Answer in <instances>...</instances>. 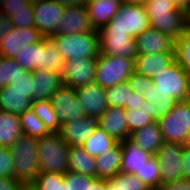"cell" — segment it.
<instances>
[{"instance_id":"25","label":"cell","mask_w":190,"mask_h":190,"mask_svg":"<svg viewBox=\"0 0 190 190\" xmlns=\"http://www.w3.org/2000/svg\"><path fill=\"white\" fill-rule=\"evenodd\" d=\"M123 160L121 172L135 174L148 162L152 154L139 148L129 138L121 142Z\"/></svg>"},{"instance_id":"14","label":"cell","mask_w":190,"mask_h":190,"mask_svg":"<svg viewBox=\"0 0 190 190\" xmlns=\"http://www.w3.org/2000/svg\"><path fill=\"white\" fill-rule=\"evenodd\" d=\"M44 36L35 28H14L0 40V56L14 58L22 49L41 41Z\"/></svg>"},{"instance_id":"6","label":"cell","mask_w":190,"mask_h":190,"mask_svg":"<svg viewBox=\"0 0 190 190\" xmlns=\"http://www.w3.org/2000/svg\"><path fill=\"white\" fill-rule=\"evenodd\" d=\"M157 122L164 141L186 144L190 132V99L178 101Z\"/></svg>"},{"instance_id":"40","label":"cell","mask_w":190,"mask_h":190,"mask_svg":"<svg viewBox=\"0 0 190 190\" xmlns=\"http://www.w3.org/2000/svg\"><path fill=\"white\" fill-rule=\"evenodd\" d=\"M27 70L22 68L13 58L0 56V89L18 75H24Z\"/></svg>"},{"instance_id":"28","label":"cell","mask_w":190,"mask_h":190,"mask_svg":"<svg viewBox=\"0 0 190 190\" xmlns=\"http://www.w3.org/2000/svg\"><path fill=\"white\" fill-rule=\"evenodd\" d=\"M31 103L27 92L8 91V86L0 89V110L21 115L31 109Z\"/></svg>"},{"instance_id":"31","label":"cell","mask_w":190,"mask_h":190,"mask_svg":"<svg viewBox=\"0 0 190 190\" xmlns=\"http://www.w3.org/2000/svg\"><path fill=\"white\" fill-rule=\"evenodd\" d=\"M155 104L153 102L145 101L141 109H124L125 118L127 121V127L129 135L135 130L141 129L145 125H148L153 120V108Z\"/></svg>"},{"instance_id":"34","label":"cell","mask_w":190,"mask_h":190,"mask_svg":"<svg viewBox=\"0 0 190 190\" xmlns=\"http://www.w3.org/2000/svg\"><path fill=\"white\" fill-rule=\"evenodd\" d=\"M42 40L29 44L13 58L22 68L27 71H35L41 68Z\"/></svg>"},{"instance_id":"5","label":"cell","mask_w":190,"mask_h":190,"mask_svg":"<svg viewBox=\"0 0 190 190\" xmlns=\"http://www.w3.org/2000/svg\"><path fill=\"white\" fill-rule=\"evenodd\" d=\"M134 72V59L100 53L96 58L94 82L103 88L126 82Z\"/></svg>"},{"instance_id":"50","label":"cell","mask_w":190,"mask_h":190,"mask_svg":"<svg viewBox=\"0 0 190 190\" xmlns=\"http://www.w3.org/2000/svg\"><path fill=\"white\" fill-rule=\"evenodd\" d=\"M0 190H27V187L15 178L0 177Z\"/></svg>"},{"instance_id":"42","label":"cell","mask_w":190,"mask_h":190,"mask_svg":"<svg viewBox=\"0 0 190 190\" xmlns=\"http://www.w3.org/2000/svg\"><path fill=\"white\" fill-rule=\"evenodd\" d=\"M96 179L97 178L72 171H68L64 174L66 190H91V185Z\"/></svg>"},{"instance_id":"1","label":"cell","mask_w":190,"mask_h":190,"mask_svg":"<svg viewBox=\"0 0 190 190\" xmlns=\"http://www.w3.org/2000/svg\"><path fill=\"white\" fill-rule=\"evenodd\" d=\"M145 10L150 27L177 39L189 26V13L174 3L173 0H148Z\"/></svg>"},{"instance_id":"57","label":"cell","mask_w":190,"mask_h":190,"mask_svg":"<svg viewBox=\"0 0 190 190\" xmlns=\"http://www.w3.org/2000/svg\"><path fill=\"white\" fill-rule=\"evenodd\" d=\"M101 190H121V189H119L118 187H114V185L109 180H106V184Z\"/></svg>"},{"instance_id":"38","label":"cell","mask_w":190,"mask_h":190,"mask_svg":"<svg viewBox=\"0 0 190 190\" xmlns=\"http://www.w3.org/2000/svg\"><path fill=\"white\" fill-rule=\"evenodd\" d=\"M133 93L128 82L116 84L106 88V101L109 107L123 108L129 105L130 95Z\"/></svg>"},{"instance_id":"16","label":"cell","mask_w":190,"mask_h":190,"mask_svg":"<svg viewBox=\"0 0 190 190\" xmlns=\"http://www.w3.org/2000/svg\"><path fill=\"white\" fill-rule=\"evenodd\" d=\"M135 41L137 55L175 52V39L153 27L136 36Z\"/></svg>"},{"instance_id":"8","label":"cell","mask_w":190,"mask_h":190,"mask_svg":"<svg viewBox=\"0 0 190 190\" xmlns=\"http://www.w3.org/2000/svg\"><path fill=\"white\" fill-rule=\"evenodd\" d=\"M150 27L144 6L122 3L117 14L102 29H121L136 37Z\"/></svg>"},{"instance_id":"43","label":"cell","mask_w":190,"mask_h":190,"mask_svg":"<svg viewBox=\"0 0 190 190\" xmlns=\"http://www.w3.org/2000/svg\"><path fill=\"white\" fill-rule=\"evenodd\" d=\"M33 82L32 71H26L24 75H18L9 81L8 91L27 92V98L32 101Z\"/></svg>"},{"instance_id":"22","label":"cell","mask_w":190,"mask_h":190,"mask_svg":"<svg viewBox=\"0 0 190 190\" xmlns=\"http://www.w3.org/2000/svg\"><path fill=\"white\" fill-rule=\"evenodd\" d=\"M32 78L34 79L32 101L50 99L51 94L63 84L60 72L45 69L32 71Z\"/></svg>"},{"instance_id":"27","label":"cell","mask_w":190,"mask_h":190,"mask_svg":"<svg viewBox=\"0 0 190 190\" xmlns=\"http://www.w3.org/2000/svg\"><path fill=\"white\" fill-rule=\"evenodd\" d=\"M69 171L96 178L95 158L81 146H69Z\"/></svg>"},{"instance_id":"51","label":"cell","mask_w":190,"mask_h":190,"mask_svg":"<svg viewBox=\"0 0 190 190\" xmlns=\"http://www.w3.org/2000/svg\"><path fill=\"white\" fill-rule=\"evenodd\" d=\"M13 29L10 18L0 11V40Z\"/></svg>"},{"instance_id":"7","label":"cell","mask_w":190,"mask_h":190,"mask_svg":"<svg viewBox=\"0 0 190 190\" xmlns=\"http://www.w3.org/2000/svg\"><path fill=\"white\" fill-rule=\"evenodd\" d=\"M158 91L167 93L177 101L190 99V77L174 61L152 78Z\"/></svg>"},{"instance_id":"37","label":"cell","mask_w":190,"mask_h":190,"mask_svg":"<svg viewBox=\"0 0 190 190\" xmlns=\"http://www.w3.org/2000/svg\"><path fill=\"white\" fill-rule=\"evenodd\" d=\"M28 190H66L64 174L39 172L36 179L27 188Z\"/></svg>"},{"instance_id":"35","label":"cell","mask_w":190,"mask_h":190,"mask_svg":"<svg viewBox=\"0 0 190 190\" xmlns=\"http://www.w3.org/2000/svg\"><path fill=\"white\" fill-rule=\"evenodd\" d=\"M19 119L24 136L40 138L50 133L31 109L19 115Z\"/></svg>"},{"instance_id":"59","label":"cell","mask_w":190,"mask_h":190,"mask_svg":"<svg viewBox=\"0 0 190 190\" xmlns=\"http://www.w3.org/2000/svg\"><path fill=\"white\" fill-rule=\"evenodd\" d=\"M187 143H190V132H189V136H188V142Z\"/></svg>"},{"instance_id":"53","label":"cell","mask_w":190,"mask_h":190,"mask_svg":"<svg viewBox=\"0 0 190 190\" xmlns=\"http://www.w3.org/2000/svg\"><path fill=\"white\" fill-rule=\"evenodd\" d=\"M63 6L85 5L88 0H55Z\"/></svg>"},{"instance_id":"17","label":"cell","mask_w":190,"mask_h":190,"mask_svg":"<svg viewBox=\"0 0 190 190\" xmlns=\"http://www.w3.org/2000/svg\"><path fill=\"white\" fill-rule=\"evenodd\" d=\"M95 31L90 23L85 5L66 6L55 35Z\"/></svg>"},{"instance_id":"9","label":"cell","mask_w":190,"mask_h":190,"mask_svg":"<svg viewBox=\"0 0 190 190\" xmlns=\"http://www.w3.org/2000/svg\"><path fill=\"white\" fill-rule=\"evenodd\" d=\"M100 53L134 59L137 55L135 38L121 29H101Z\"/></svg>"},{"instance_id":"24","label":"cell","mask_w":190,"mask_h":190,"mask_svg":"<svg viewBox=\"0 0 190 190\" xmlns=\"http://www.w3.org/2000/svg\"><path fill=\"white\" fill-rule=\"evenodd\" d=\"M123 153L121 142H117L111 149L106 151L104 155L95 157L96 178L111 179L121 171Z\"/></svg>"},{"instance_id":"13","label":"cell","mask_w":190,"mask_h":190,"mask_svg":"<svg viewBox=\"0 0 190 190\" xmlns=\"http://www.w3.org/2000/svg\"><path fill=\"white\" fill-rule=\"evenodd\" d=\"M97 57H84L64 61L61 72L63 84L76 89L94 82Z\"/></svg>"},{"instance_id":"44","label":"cell","mask_w":190,"mask_h":190,"mask_svg":"<svg viewBox=\"0 0 190 190\" xmlns=\"http://www.w3.org/2000/svg\"><path fill=\"white\" fill-rule=\"evenodd\" d=\"M127 82L132 91L141 96H144L150 89V86L154 85L152 78L141 75L135 71L127 79Z\"/></svg>"},{"instance_id":"56","label":"cell","mask_w":190,"mask_h":190,"mask_svg":"<svg viewBox=\"0 0 190 190\" xmlns=\"http://www.w3.org/2000/svg\"><path fill=\"white\" fill-rule=\"evenodd\" d=\"M148 0H122V3L137 5V6H144Z\"/></svg>"},{"instance_id":"47","label":"cell","mask_w":190,"mask_h":190,"mask_svg":"<svg viewBox=\"0 0 190 190\" xmlns=\"http://www.w3.org/2000/svg\"><path fill=\"white\" fill-rule=\"evenodd\" d=\"M19 9H33V6L30 0H4L0 6V11L8 17Z\"/></svg>"},{"instance_id":"60","label":"cell","mask_w":190,"mask_h":190,"mask_svg":"<svg viewBox=\"0 0 190 190\" xmlns=\"http://www.w3.org/2000/svg\"><path fill=\"white\" fill-rule=\"evenodd\" d=\"M3 2H4V0H0V6L2 5Z\"/></svg>"},{"instance_id":"11","label":"cell","mask_w":190,"mask_h":190,"mask_svg":"<svg viewBox=\"0 0 190 190\" xmlns=\"http://www.w3.org/2000/svg\"><path fill=\"white\" fill-rule=\"evenodd\" d=\"M53 108L57 113L60 124L86 117L82 103L76 96V90L62 84L50 97Z\"/></svg>"},{"instance_id":"30","label":"cell","mask_w":190,"mask_h":190,"mask_svg":"<svg viewBox=\"0 0 190 190\" xmlns=\"http://www.w3.org/2000/svg\"><path fill=\"white\" fill-rule=\"evenodd\" d=\"M31 110L44 123L50 133L60 132L61 124L57 119V113L50 99L32 101Z\"/></svg>"},{"instance_id":"15","label":"cell","mask_w":190,"mask_h":190,"mask_svg":"<svg viewBox=\"0 0 190 190\" xmlns=\"http://www.w3.org/2000/svg\"><path fill=\"white\" fill-rule=\"evenodd\" d=\"M75 90L77 98L83 104L82 107L86 116L98 120L108 108L106 89L98 83L92 82Z\"/></svg>"},{"instance_id":"18","label":"cell","mask_w":190,"mask_h":190,"mask_svg":"<svg viewBox=\"0 0 190 190\" xmlns=\"http://www.w3.org/2000/svg\"><path fill=\"white\" fill-rule=\"evenodd\" d=\"M98 122L90 117L73 119L61 124L60 135L69 146H81L94 132Z\"/></svg>"},{"instance_id":"4","label":"cell","mask_w":190,"mask_h":190,"mask_svg":"<svg viewBox=\"0 0 190 190\" xmlns=\"http://www.w3.org/2000/svg\"><path fill=\"white\" fill-rule=\"evenodd\" d=\"M53 42L64 61L84 57H97L100 54V37L97 30L86 33L52 35Z\"/></svg>"},{"instance_id":"29","label":"cell","mask_w":190,"mask_h":190,"mask_svg":"<svg viewBox=\"0 0 190 190\" xmlns=\"http://www.w3.org/2000/svg\"><path fill=\"white\" fill-rule=\"evenodd\" d=\"M117 141L109 136L101 127L96 126L94 132L84 142L82 148L92 157L104 155L106 151L111 149Z\"/></svg>"},{"instance_id":"32","label":"cell","mask_w":190,"mask_h":190,"mask_svg":"<svg viewBox=\"0 0 190 190\" xmlns=\"http://www.w3.org/2000/svg\"><path fill=\"white\" fill-rule=\"evenodd\" d=\"M143 98L145 101H151L155 104V108H153L154 121L162 118L178 102L169 94L158 91L155 85L150 86V89L144 94Z\"/></svg>"},{"instance_id":"39","label":"cell","mask_w":190,"mask_h":190,"mask_svg":"<svg viewBox=\"0 0 190 190\" xmlns=\"http://www.w3.org/2000/svg\"><path fill=\"white\" fill-rule=\"evenodd\" d=\"M150 190H157L160 186V167L154 155L150 157L148 162L140 171L135 173Z\"/></svg>"},{"instance_id":"3","label":"cell","mask_w":190,"mask_h":190,"mask_svg":"<svg viewBox=\"0 0 190 190\" xmlns=\"http://www.w3.org/2000/svg\"><path fill=\"white\" fill-rule=\"evenodd\" d=\"M40 172L61 173L69 171V145L59 132L37 138Z\"/></svg>"},{"instance_id":"26","label":"cell","mask_w":190,"mask_h":190,"mask_svg":"<svg viewBox=\"0 0 190 190\" xmlns=\"http://www.w3.org/2000/svg\"><path fill=\"white\" fill-rule=\"evenodd\" d=\"M21 136L19 115L0 110V146L10 148Z\"/></svg>"},{"instance_id":"33","label":"cell","mask_w":190,"mask_h":190,"mask_svg":"<svg viewBox=\"0 0 190 190\" xmlns=\"http://www.w3.org/2000/svg\"><path fill=\"white\" fill-rule=\"evenodd\" d=\"M63 65L64 60L60 54V51L48 37H44L42 39V57L40 69L61 73L63 70Z\"/></svg>"},{"instance_id":"54","label":"cell","mask_w":190,"mask_h":190,"mask_svg":"<svg viewBox=\"0 0 190 190\" xmlns=\"http://www.w3.org/2000/svg\"><path fill=\"white\" fill-rule=\"evenodd\" d=\"M177 7L185 9L188 13L190 12V0H173Z\"/></svg>"},{"instance_id":"19","label":"cell","mask_w":190,"mask_h":190,"mask_svg":"<svg viewBox=\"0 0 190 190\" xmlns=\"http://www.w3.org/2000/svg\"><path fill=\"white\" fill-rule=\"evenodd\" d=\"M97 122L98 126L117 142H122L130 136L124 108L108 106Z\"/></svg>"},{"instance_id":"23","label":"cell","mask_w":190,"mask_h":190,"mask_svg":"<svg viewBox=\"0 0 190 190\" xmlns=\"http://www.w3.org/2000/svg\"><path fill=\"white\" fill-rule=\"evenodd\" d=\"M129 139L139 148L148 153L155 155L157 150L162 146L164 139L157 121L145 125L141 129L130 133Z\"/></svg>"},{"instance_id":"20","label":"cell","mask_w":190,"mask_h":190,"mask_svg":"<svg viewBox=\"0 0 190 190\" xmlns=\"http://www.w3.org/2000/svg\"><path fill=\"white\" fill-rule=\"evenodd\" d=\"M122 0H88L85 3L94 30H101L117 14Z\"/></svg>"},{"instance_id":"55","label":"cell","mask_w":190,"mask_h":190,"mask_svg":"<svg viewBox=\"0 0 190 190\" xmlns=\"http://www.w3.org/2000/svg\"><path fill=\"white\" fill-rule=\"evenodd\" d=\"M106 184L105 179L97 178L91 185V190H101Z\"/></svg>"},{"instance_id":"12","label":"cell","mask_w":190,"mask_h":190,"mask_svg":"<svg viewBox=\"0 0 190 190\" xmlns=\"http://www.w3.org/2000/svg\"><path fill=\"white\" fill-rule=\"evenodd\" d=\"M34 27L44 36L50 37L56 33L58 24L66 6L55 0H43L32 3Z\"/></svg>"},{"instance_id":"48","label":"cell","mask_w":190,"mask_h":190,"mask_svg":"<svg viewBox=\"0 0 190 190\" xmlns=\"http://www.w3.org/2000/svg\"><path fill=\"white\" fill-rule=\"evenodd\" d=\"M157 190H190V180L178 179L160 184Z\"/></svg>"},{"instance_id":"46","label":"cell","mask_w":190,"mask_h":190,"mask_svg":"<svg viewBox=\"0 0 190 190\" xmlns=\"http://www.w3.org/2000/svg\"><path fill=\"white\" fill-rule=\"evenodd\" d=\"M0 177L14 178V159L9 147L0 146Z\"/></svg>"},{"instance_id":"49","label":"cell","mask_w":190,"mask_h":190,"mask_svg":"<svg viewBox=\"0 0 190 190\" xmlns=\"http://www.w3.org/2000/svg\"><path fill=\"white\" fill-rule=\"evenodd\" d=\"M182 163V179L190 180V143L184 144L181 156Z\"/></svg>"},{"instance_id":"36","label":"cell","mask_w":190,"mask_h":190,"mask_svg":"<svg viewBox=\"0 0 190 190\" xmlns=\"http://www.w3.org/2000/svg\"><path fill=\"white\" fill-rule=\"evenodd\" d=\"M175 61L190 77V25L175 40Z\"/></svg>"},{"instance_id":"41","label":"cell","mask_w":190,"mask_h":190,"mask_svg":"<svg viewBox=\"0 0 190 190\" xmlns=\"http://www.w3.org/2000/svg\"><path fill=\"white\" fill-rule=\"evenodd\" d=\"M108 180L114 185V187H118L121 190H150L135 174L120 171Z\"/></svg>"},{"instance_id":"52","label":"cell","mask_w":190,"mask_h":190,"mask_svg":"<svg viewBox=\"0 0 190 190\" xmlns=\"http://www.w3.org/2000/svg\"><path fill=\"white\" fill-rule=\"evenodd\" d=\"M144 98L143 96L137 94L136 92H133L131 95H130V99H129V105H125L123 108L124 109H141L144 105Z\"/></svg>"},{"instance_id":"2","label":"cell","mask_w":190,"mask_h":190,"mask_svg":"<svg viewBox=\"0 0 190 190\" xmlns=\"http://www.w3.org/2000/svg\"><path fill=\"white\" fill-rule=\"evenodd\" d=\"M10 150L14 159V178L28 188L40 172L37 138L23 135Z\"/></svg>"},{"instance_id":"10","label":"cell","mask_w":190,"mask_h":190,"mask_svg":"<svg viewBox=\"0 0 190 190\" xmlns=\"http://www.w3.org/2000/svg\"><path fill=\"white\" fill-rule=\"evenodd\" d=\"M184 144L164 141L155 153L160 167V184L182 179L181 156Z\"/></svg>"},{"instance_id":"58","label":"cell","mask_w":190,"mask_h":190,"mask_svg":"<svg viewBox=\"0 0 190 190\" xmlns=\"http://www.w3.org/2000/svg\"><path fill=\"white\" fill-rule=\"evenodd\" d=\"M38 1H43V0H30L31 3L38 2Z\"/></svg>"},{"instance_id":"21","label":"cell","mask_w":190,"mask_h":190,"mask_svg":"<svg viewBox=\"0 0 190 190\" xmlns=\"http://www.w3.org/2000/svg\"><path fill=\"white\" fill-rule=\"evenodd\" d=\"M175 61V52H161L150 55H136L134 71L146 77L153 78L160 71Z\"/></svg>"},{"instance_id":"45","label":"cell","mask_w":190,"mask_h":190,"mask_svg":"<svg viewBox=\"0 0 190 190\" xmlns=\"http://www.w3.org/2000/svg\"><path fill=\"white\" fill-rule=\"evenodd\" d=\"M9 18L14 28L34 27L33 9H19Z\"/></svg>"}]
</instances>
